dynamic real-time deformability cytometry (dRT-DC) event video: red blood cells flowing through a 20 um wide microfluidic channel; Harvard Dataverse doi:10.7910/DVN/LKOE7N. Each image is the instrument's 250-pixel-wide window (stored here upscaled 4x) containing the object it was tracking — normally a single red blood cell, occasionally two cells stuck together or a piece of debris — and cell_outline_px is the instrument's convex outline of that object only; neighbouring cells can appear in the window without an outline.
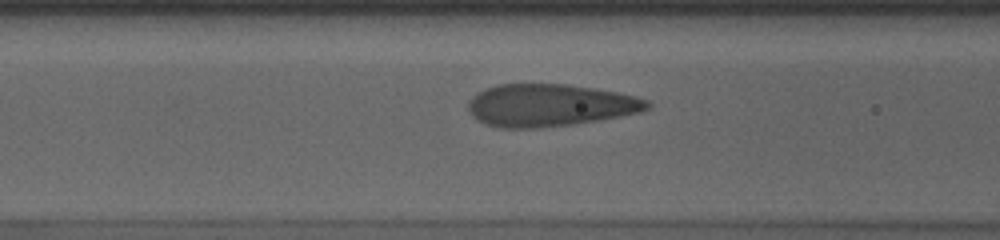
{"species": "human", "species_latin": "Homo sapiens", "temperature_condition": "cold", "stored_images_in_passage": 37, "camera_frame_rate_fps": 3000, "um_per_image_px": 0.085, "donor": {"sex": "male"}, "frame": {"image": 1, "passage_image": 10, "time_ms": 3.0, "image_size_px": [1000, 240], "cell_outline_px": [[652, 104], [648, 108], [640, 112], [600, 120], [572, 124], [540, 128], [496, 128], [484, 124], [476, 120], [468, 112], [468, 100], [472, 96], [484, 88], [496, 84], [568, 84], [616, 92], [636, 96], [648, 100]], "centroid_in_image_um": [46.68, 8.95], "position_along_channel_um": 119.9, "area_um2": 44.62}}
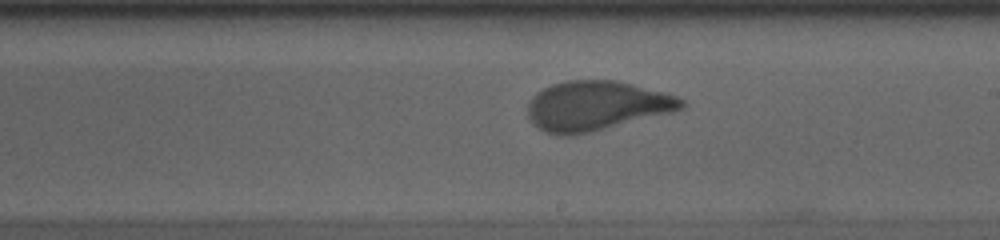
{"frame": {"image": 2, "passage_image": 20, "time_ms": 6.333, "image_size_px": [1000, 240], "cell_outline_px": [[688, 104], [684, 108], [672, 112], [572, 136], [564, 136], [544, 132], [532, 124], [528, 116], [528, 100], [536, 92], [552, 84], [568, 80], [616, 80], [632, 84], [676, 96], [684, 100]], "centroid_in_image_um": [50.65, 8.99], "position_along_channel_um": 238.3, "area_um2": 44.33}}
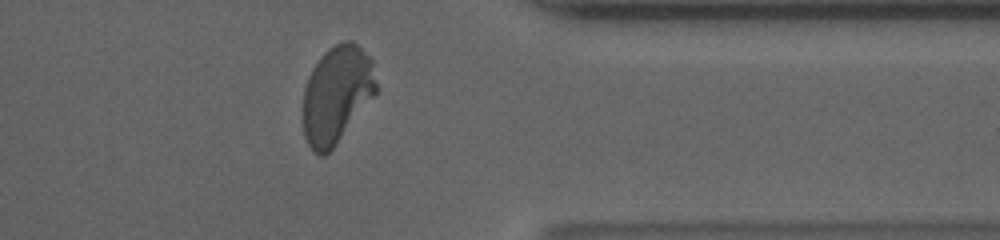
{"frame": {"image": 3, "passage_image": 33, "time_ms": 10.667, "image_size_px": [1000, 240], "cell_outline_px": [[376, 92], [336, 144], [324, 156], [320, 156], [308, 144], [304, 136], [304, 88], [308, 76], [312, 68], [320, 56], [328, 48], [344, 40], [352, 40], [372, 60], [376, 84]], "centroid_in_image_um": [28.6, 8.0], "position_along_channel_um": 382.8, "area_um2": 40.92}, "authors_computed_cell_mechanics": {"area_um2": 43.9858, "velocity_mm_per_s": 3.5652, "shape_relaxation_time_tau1_ms": 6.7201, "shape_relaxation_time_tau2_ms": null, "deformation_change_tau1": 0.2068, "deformation_change_tau2": null}}